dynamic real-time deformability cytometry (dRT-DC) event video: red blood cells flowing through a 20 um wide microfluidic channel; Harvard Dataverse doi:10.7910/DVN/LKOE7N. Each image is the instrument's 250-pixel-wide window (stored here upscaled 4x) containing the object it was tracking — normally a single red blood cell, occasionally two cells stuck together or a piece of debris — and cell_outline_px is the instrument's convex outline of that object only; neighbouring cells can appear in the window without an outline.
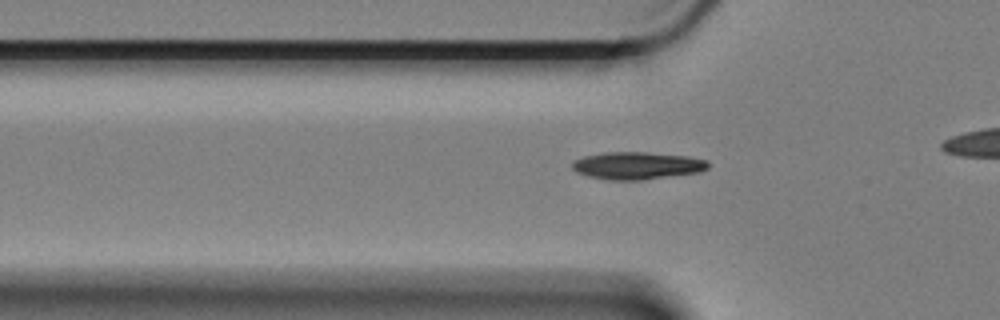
{"species": "Egyptian fruit bat (a non-hibernating species)", "species_latin": "Rousettus aegyptiacus", "temperature_condition": "cold", "stored_images_in_passage": 38, "camera_frame_rate_fps": 3000, "um_per_image_px": 0.085, "animal": {"sex": "female"}, "frame": {"image": 1, "passage_image": 12, "time_ms": 3.667, "image_size_px": [1000, 320], "cell_outline_px": [[708, 168], [700, 172], [640, 180], [608, 180], [588, 176], [576, 172], [572, 168], [572, 160], [584, 156], [604, 152], [648, 152], [688, 156], [708, 160]], "centroid_in_image_um": [54.13, 14.07], "position_along_channel_um": 71.7, "area_um2": 21.85}}
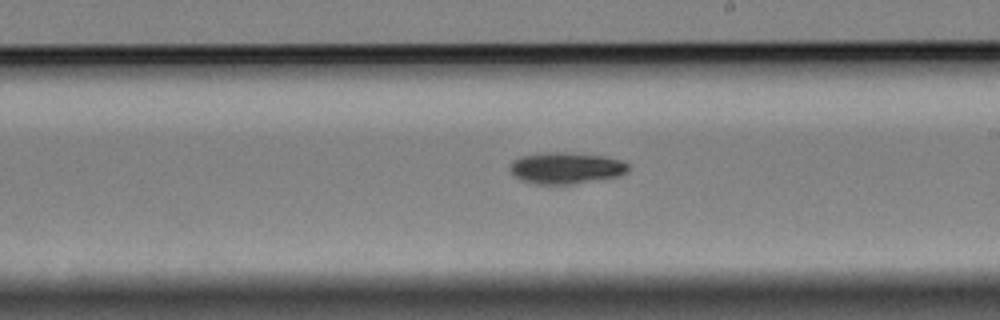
{"frame": {"image": 2, "passage_image": 27, "time_ms": 8.667, "image_size_px": [1000, 320], "cell_outline_px": [[628, 172], [616, 176], [568, 184], [536, 184], [520, 180], [508, 168], [512, 160], [520, 156], [552, 152], [564, 152], [604, 156], [620, 160], [628, 164]], "centroid_in_image_um": [48.06, 14.27], "position_along_channel_um": 240.9, "area_um2": 21.39}}
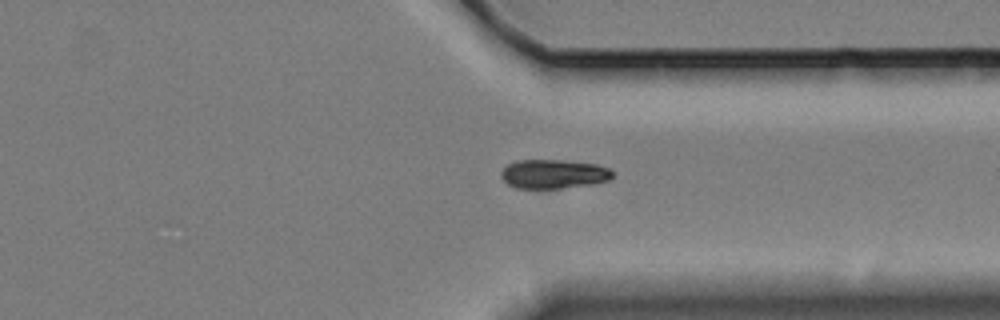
{"frame": {"image": 3, "passage_image": 38, "time_ms": 12.333, "image_size_px": [1000, 320], "cell_outline_px": [[612, 176], [608, 180], [588, 184], [560, 188], [516, 188], [508, 184], [500, 176], [500, 172], [508, 164], [520, 160], [564, 160], [596, 164], [612, 168]], "centroid_in_image_um": [47.04, 14.78], "position_along_channel_um": 364.4, "area_um2": 18.73}}